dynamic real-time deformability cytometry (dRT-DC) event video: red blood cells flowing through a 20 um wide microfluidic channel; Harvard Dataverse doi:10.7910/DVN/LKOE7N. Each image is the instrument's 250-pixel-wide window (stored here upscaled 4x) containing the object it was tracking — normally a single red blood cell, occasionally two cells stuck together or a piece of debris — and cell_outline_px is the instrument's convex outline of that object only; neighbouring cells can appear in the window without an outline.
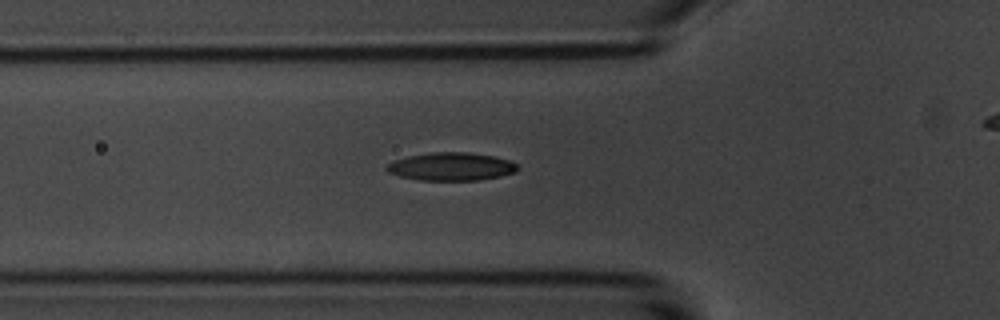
{"species": "common noctule bat (a hibernating species)", "species_latin": "Nyctalus noctula", "temperature_condition": "room temperature", "stored_images_in_passage": 38, "camera_frame_rate_fps": 3000, "um_per_image_px": 0.085, "animal": {"sex": "male", "body_mass_g": 20.1, "forearm_length_mm": 53.5}, "frame": {"image": 1, "passage_image": 7, "time_ms": 2.0, "image_size_px": [1000, 320], "cell_outline_px": [[520, 168], [516, 172], [500, 176], [480, 180], [420, 180], [400, 176], [388, 172], [384, 168], [388, 164], [396, 160], [408, 156], [432, 152], [468, 152], [496, 156], [508, 160], [516, 164]], "centroid_in_image_um": [38.38, 14.15], "position_along_channel_um": 87.4, "area_um2": 21.39}}
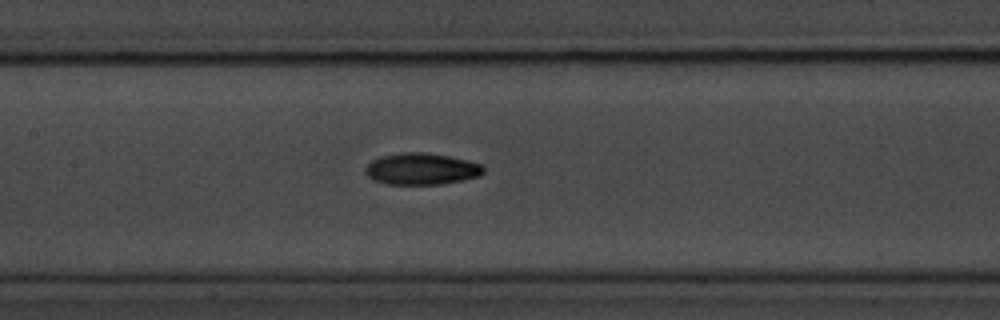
{"frame": {"image": 2, "passage_image": 14, "time_ms": 4.333, "image_size_px": [1000, 320], "cell_outline_px": [[484, 172], [480, 176], [464, 180], [444, 184], [388, 184], [372, 180], [364, 172], [364, 168], [372, 160], [380, 156], [400, 152], [424, 152], [448, 156], [468, 160], [480, 164], [484, 168]], "centroid_in_image_um": [35.81, 14.36], "position_along_channel_um": 171.6, "area_um2": 21.96}}
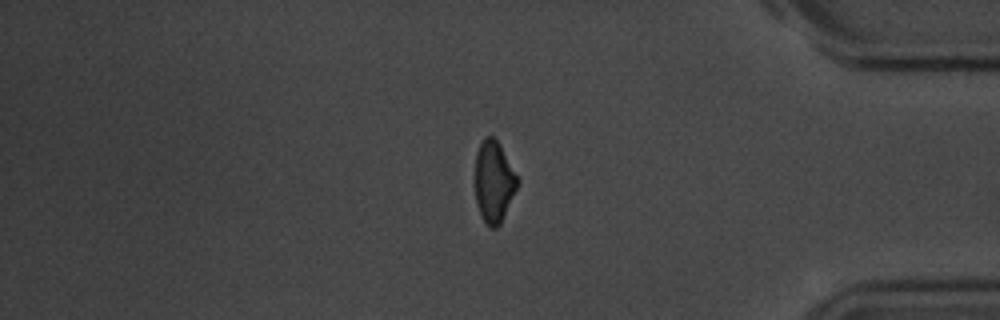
{"frame": {"image": 3, "passage_image": 35, "time_ms": 11.333, "image_size_px": [1000, 320], "cell_outline_px": [[520, 180], [500, 224], [496, 228], [492, 228], [484, 220], [476, 204], [476, 152], [484, 136], [492, 136], [500, 144]], "centroid_in_image_um": [41.98, 15.41], "position_along_channel_um": 393.2, "area_um2": 19.83}, "authors_computed_cell_mechanics": {"area_um2": 20.7791, "velocity_mm_per_s": 3.5652, "shape_relaxation_time_tau1_ms": 3.4209, "shape_relaxation_time_tau2_ms": 9.1262, "deformation_change_tau1": 0.1302, "deformation_change_tau2": 0.1396}}